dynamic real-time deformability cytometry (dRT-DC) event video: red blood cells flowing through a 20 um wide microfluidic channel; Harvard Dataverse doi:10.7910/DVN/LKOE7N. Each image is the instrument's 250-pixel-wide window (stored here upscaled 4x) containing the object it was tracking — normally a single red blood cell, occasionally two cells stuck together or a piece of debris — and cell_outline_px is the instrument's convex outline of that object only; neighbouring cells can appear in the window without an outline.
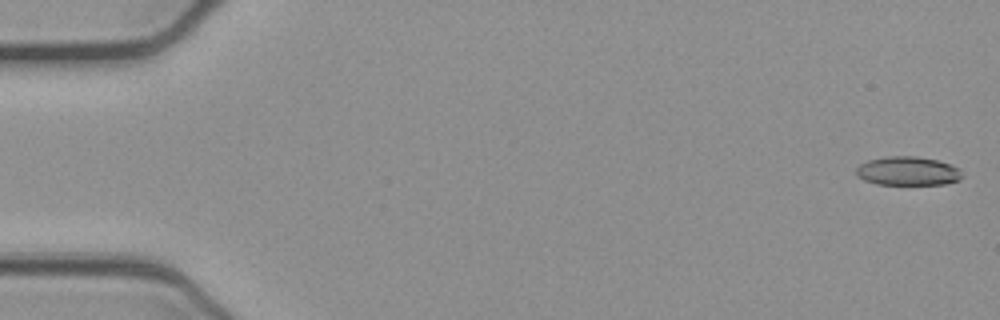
{"species": "common noctule bat (a hibernating species)", "species_latin": "Nyctalus noctula", "temperature_condition": "cold", "stored_images_in_passage": 52, "camera_frame_rate_fps": 3000, "um_per_image_px": 0.085, "animal": {"sex": "female", "body_mass_g": 21.9}, "frame": {"image": 1, "passage_image": 1, "time_ms": 0.0, "image_size_px": [1000, 320], "cell_outline_px": [[964, 176], [960, 180], [944, 184], [876, 184], [864, 180], [856, 176], [856, 168], [860, 164], [868, 160], [884, 156], [916, 156], [936, 160], [960, 168]], "centroid_in_image_um": [77.16, 14.54], "position_along_channel_um": 7.8, "area_um2": 17.92}}
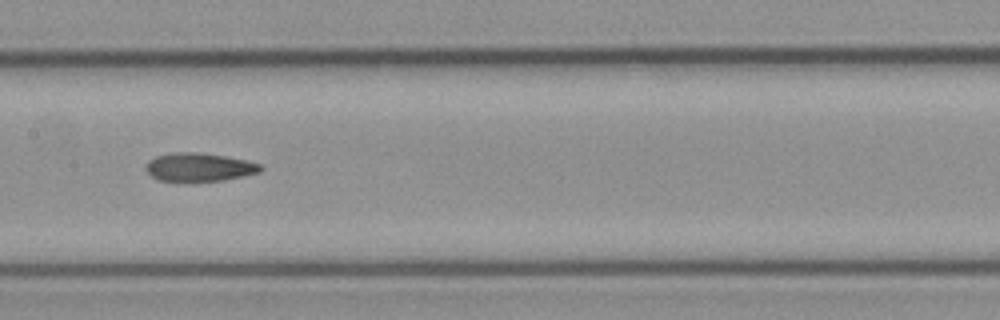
{"frame": {"image": 2, "passage_image": 26, "time_ms": 8.333, "image_size_px": [1000, 320], "cell_outline_px": [[264, 168], [260, 172], [224, 180], [156, 180], [144, 168], [148, 160], [156, 156], [176, 152], [196, 152], [224, 156], [244, 160], [260, 164]], "centroid_in_image_um": [16.91, 14.19], "position_along_channel_um": 190.5, "area_um2": 18.61}}
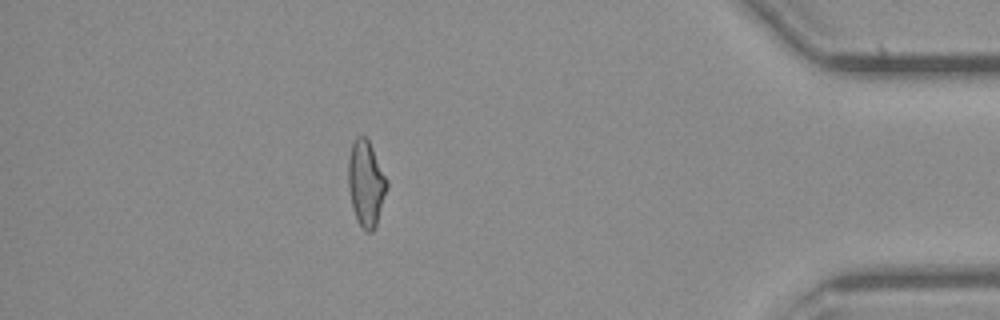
{"frame": {"image": 3, "passage_image": 46, "time_ms": 15.0, "image_size_px": [1000, 320], "cell_outline_px": [[388, 188], [376, 224], [372, 232], [364, 232], [356, 220], [352, 208], [348, 188], [348, 160], [352, 144], [356, 136], [364, 136], [368, 140], [388, 180]], "centroid_in_image_um": [31.1, 15.62], "position_along_channel_um": 404.1, "area_um2": 19.42}, "authors_computed_cell_mechanics": {"area_um2": 19.1318, "velocity_mm_per_s": 3.9161, "shape_relaxation_time_tau1_ms": 7.6121, "shape_relaxation_time_tau2_ms": 3.1935, "deformation_change_tau1": 0.2067, "deformation_change_tau2": 0.1128}}